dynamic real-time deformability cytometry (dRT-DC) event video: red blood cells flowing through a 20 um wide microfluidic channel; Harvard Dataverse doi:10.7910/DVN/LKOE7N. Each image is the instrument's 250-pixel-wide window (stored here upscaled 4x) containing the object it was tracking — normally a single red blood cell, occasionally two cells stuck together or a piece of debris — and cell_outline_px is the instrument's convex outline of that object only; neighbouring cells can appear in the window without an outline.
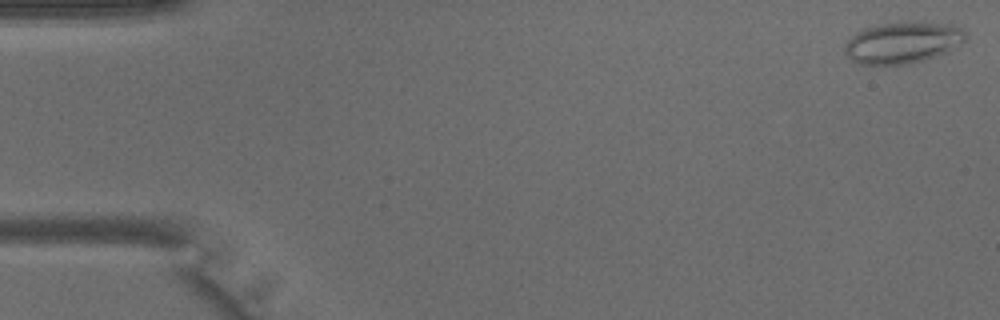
{"species": "common noctule bat (a hibernating species)", "species_latin": "Nyctalus noctula", "temperature_condition": "warm", "stored_images_in_passage": 5, "camera_frame_rate_fps": 3000, "um_per_image_px": 0.085, "animal": {"sex": "male", "body_mass_g": 15.6}, "frame": {"image": 1, "passage_image": 1, "time_ms": 0.0, "image_size_px": [1000, 320], "cell_outline_px": [[968, 36], [964, 40], [944, 52], [920, 60], [904, 64], [860, 64], [852, 60], [844, 52], [844, 44], [856, 32], [880, 24], [952, 24], [964, 28]], "centroid_in_image_um": [76.69, 3.64], "position_along_channel_um": 8.3, "area_um2": 27.98}}